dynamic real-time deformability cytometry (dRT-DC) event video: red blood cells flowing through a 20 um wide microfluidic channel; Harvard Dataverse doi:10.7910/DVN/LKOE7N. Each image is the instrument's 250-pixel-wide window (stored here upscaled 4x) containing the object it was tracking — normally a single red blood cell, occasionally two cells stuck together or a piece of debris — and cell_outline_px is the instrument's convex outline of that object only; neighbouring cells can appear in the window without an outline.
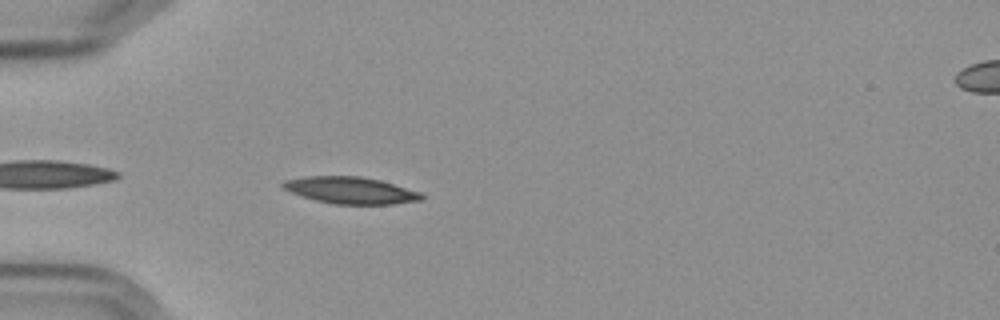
{"species": "Egyptian fruit bat (a non-hibernating species)", "species_latin": "Rousettus aegyptiacus", "temperature_condition": "cold", "stored_images_in_passage": 31, "camera_frame_rate_fps": 3000, "um_per_image_px": 0.085, "frame": {"image": 1, "passage_image": 3, "time_ms": 0.667, "image_size_px": [1000, 320], "cell_outline_px": [[424, 196], [420, 200], [392, 204], [332, 204], [316, 200], [292, 192], [284, 188], [280, 184], [284, 180], [304, 176], [360, 176], [380, 180], [420, 192]], "centroid_in_image_um": [29.78, 16.17], "position_along_channel_um": 55.2, "area_um2": 21.44}}
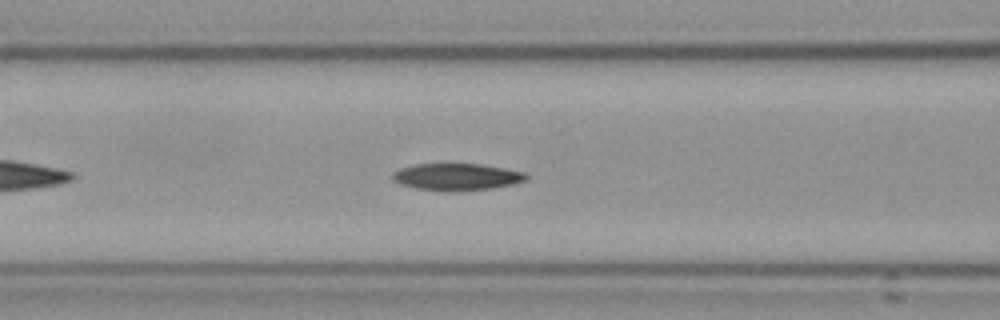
{"frame": {"image": 2, "passage_image": 10, "time_ms": 3.0, "image_size_px": [1000, 320], "cell_outline_px": [[528, 176], [524, 180], [512, 184], [492, 188], [460, 192], [444, 192], [416, 188], [400, 184], [392, 180], [392, 172], [400, 168], [412, 164], [480, 164], [504, 168], [524, 172]], "centroid_in_image_um": [38.76, 15.04], "position_along_channel_um": 127.8, "area_um2": 21.21}}
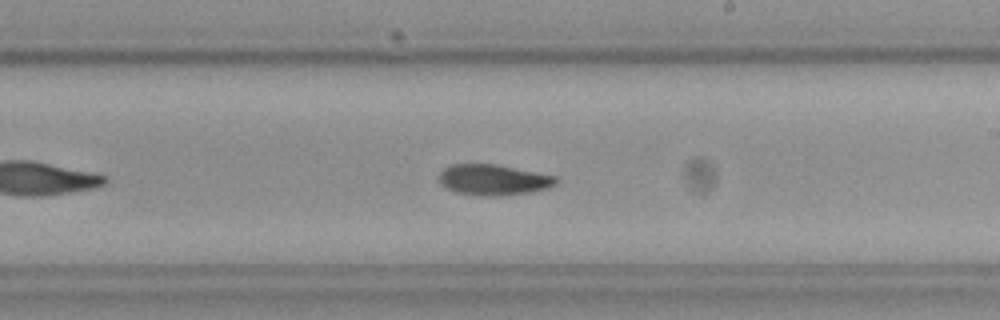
{"frame": {"image": 3, "passage_image": 20, "time_ms": 6.333, "image_size_px": [1000, 320], "cell_outline_px": [[560, 180], [556, 184], [548, 188], [532, 192], [500, 196], [484, 196], [456, 192], [444, 188], [440, 184], [440, 172], [444, 168], [452, 164], [496, 164], [556, 176]], "centroid_in_image_um": [41.95, 15.29], "position_along_channel_um": 247.0, "area_um2": 21.1}, "authors_computed_cell_mechanics": {"area_um2": 20.9814, "velocity_mm_per_s": 3.5811, "shape_relaxation_time_tau1_ms": 5.5685, "shape_relaxation_time_tau2_ms": 7.9578, "deformation_change_tau1": 0.1875, "deformation_change_tau2": 0.1371}}